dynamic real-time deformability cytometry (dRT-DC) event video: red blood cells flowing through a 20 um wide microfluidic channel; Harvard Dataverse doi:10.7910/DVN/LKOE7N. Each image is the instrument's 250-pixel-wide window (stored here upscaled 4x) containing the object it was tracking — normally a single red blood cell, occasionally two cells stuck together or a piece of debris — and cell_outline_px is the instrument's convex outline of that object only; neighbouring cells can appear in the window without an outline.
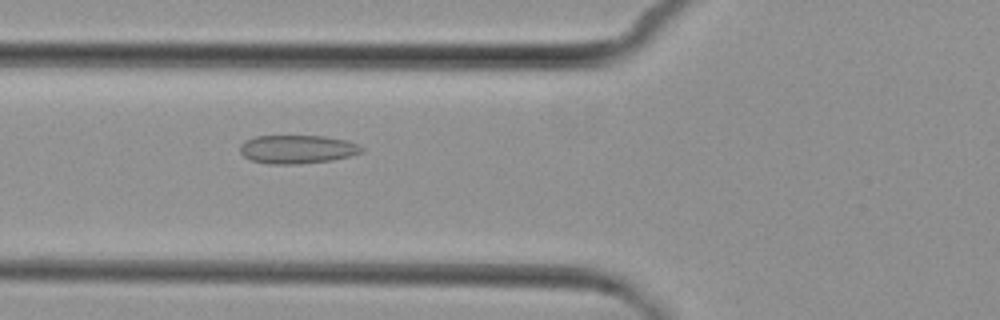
{"species": "common noctule bat (a hibernating species)", "species_latin": "Nyctalus noctula", "temperature_condition": "cold", "stored_images_in_passage": 7, "camera_frame_rate_fps": 3000, "um_per_image_px": 0.085, "animal": {"sex": "female", "body_mass_g": 29.2, "forearm_length_mm": 56.3}, "frame": {"image": 1, "passage_image": 6, "time_ms": 5.667, "image_size_px": [1000, 320], "cell_outline_px": [[364, 152], [332, 160], [300, 164], [268, 164], [252, 160], [244, 156], [240, 152], [240, 144], [244, 140], [256, 136], [324, 136], [348, 140], [364, 148]], "centroid_in_image_um": [25.26, 12.68], "position_along_channel_um": 100.5, "area_um2": 20.29}}
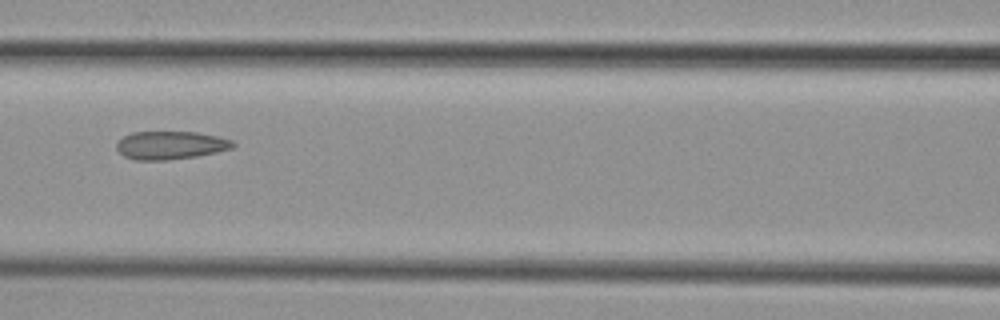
{"frame": {"image": 2, "passage_image": 7, "time_ms": 7.0, "image_size_px": [1000, 320], "cell_outline_px": [[236, 144], [232, 148], [216, 152], [196, 156], [168, 160], [136, 160], [124, 156], [116, 148], [116, 144], [124, 136], [132, 132], [196, 132], [220, 136], [232, 140]], "centroid_in_image_um": [14.51, 12.34], "position_along_channel_um": 152.1, "area_um2": 19.07}}